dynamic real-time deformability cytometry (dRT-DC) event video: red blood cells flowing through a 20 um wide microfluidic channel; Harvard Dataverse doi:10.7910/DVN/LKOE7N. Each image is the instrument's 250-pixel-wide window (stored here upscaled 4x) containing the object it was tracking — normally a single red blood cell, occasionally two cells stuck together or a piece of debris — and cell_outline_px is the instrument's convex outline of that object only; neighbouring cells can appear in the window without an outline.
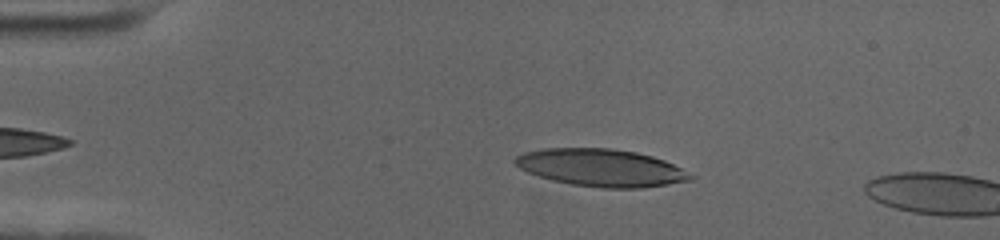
{"species": "human", "species_latin": "Homo sapiens", "temperature_condition": "cold", "stored_images_in_passage": 49, "camera_frame_rate_fps": 3000, "um_per_image_px": 0.085, "donor": {"sex": "female"}, "frame": {"image": 1, "passage_image": 11, "time_ms": 3.333, "image_size_px": [1000, 240], "cell_outline_px": [[692, 180], [668, 184], [640, 188], [600, 188], [572, 184], [552, 180], [528, 172], [520, 168], [512, 160], [516, 156], [524, 152], [544, 148], [612, 148], [636, 152], [652, 156], [664, 160], [680, 168], [692, 176]], "centroid_in_image_um": [51.06, 14.25], "position_along_channel_um": 33.9, "area_um2": 38.03}}
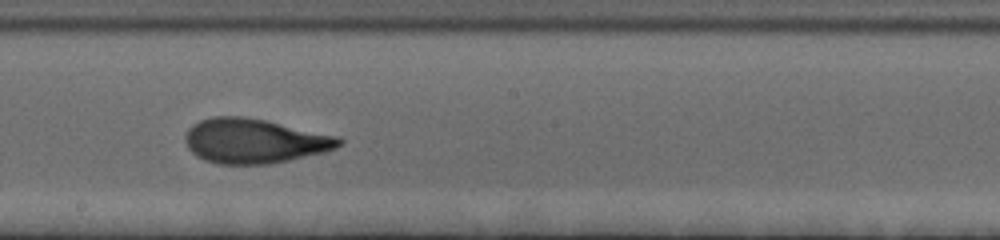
{"frame": {"image": 2, "passage_image": 32, "time_ms": 10.333, "image_size_px": [1000, 240], "cell_outline_px": [[344, 144], [336, 148], [324, 152], [288, 160], [268, 164], [216, 164], [204, 160], [196, 156], [188, 148], [184, 140], [184, 136], [188, 128], [192, 124], [200, 120], [212, 116], [240, 116], [264, 120], [340, 136], [344, 140]], "centroid_in_image_um": [21.61, 11.98], "position_along_channel_um": 226.6, "area_um2": 40.23}}
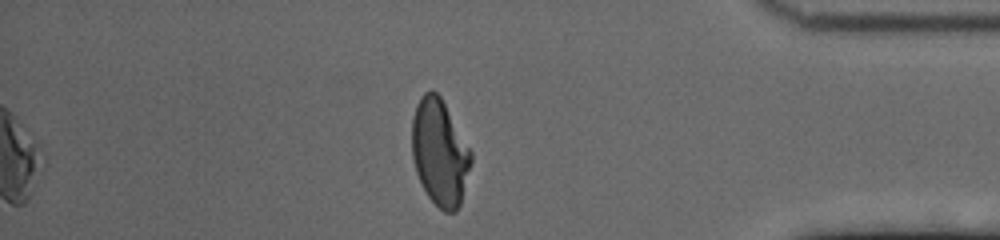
{"frame": {"image": 3, "passage_image": 49, "time_ms": 16.0, "image_size_px": [1000, 240], "cell_outline_px": [[472, 164], [460, 204], [456, 212], [444, 212], [428, 196], [416, 172], [412, 156], [412, 120], [416, 104], [420, 96], [424, 92], [436, 92], [440, 96], [472, 152]], "centroid_in_image_um": [37.38, 12.97], "position_along_channel_um": 397.8, "area_um2": 36.41}, "authors_computed_cell_mechanics": {"area_um2": 38.4948, "velocity_mm_per_s": 3.4992, "shape_relaxation_time_tau1_ms": 8.0831, "shape_relaxation_time_tau2_ms": 1.442, "deformation_change_tau1": 0.2782, "deformation_change_tau2": 0.0888}}